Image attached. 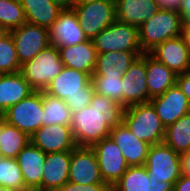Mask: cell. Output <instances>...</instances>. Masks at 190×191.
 I'll list each match as a JSON object with an SVG mask.
<instances>
[{"label":"cell","mask_w":190,"mask_h":191,"mask_svg":"<svg viewBox=\"0 0 190 191\" xmlns=\"http://www.w3.org/2000/svg\"><path fill=\"white\" fill-rule=\"evenodd\" d=\"M125 108L94 92L90 104L72 113L71 129L77 147H91L109 137L113 128L123 123Z\"/></svg>","instance_id":"6da1fadb"},{"label":"cell","mask_w":190,"mask_h":191,"mask_svg":"<svg viewBox=\"0 0 190 191\" xmlns=\"http://www.w3.org/2000/svg\"><path fill=\"white\" fill-rule=\"evenodd\" d=\"M182 16L178 10L159 9L139 29V42L143 53H149L162 42L182 35Z\"/></svg>","instance_id":"7a4b0ae2"},{"label":"cell","mask_w":190,"mask_h":191,"mask_svg":"<svg viewBox=\"0 0 190 191\" xmlns=\"http://www.w3.org/2000/svg\"><path fill=\"white\" fill-rule=\"evenodd\" d=\"M123 123L139 140L151 146L164 141L166 128L150 102L125 108Z\"/></svg>","instance_id":"3957f363"},{"label":"cell","mask_w":190,"mask_h":191,"mask_svg":"<svg viewBox=\"0 0 190 191\" xmlns=\"http://www.w3.org/2000/svg\"><path fill=\"white\" fill-rule=\"evenodd\" d=\"M63 68L58 47L50 44L32 60L22 64L20 72L34 91H45Z\"/></svg>","instance_id":"277c9868"},{"label":"cell","mask_w":190,"mask_h":191,"mask_svg":"<svg viewBox=\"0 0 190 191\" xmlns=\"http://www.w3.org/2000/svg\"><path fill=\"white\" fill-rule=\"evenodd\" d=\"M2 119L31 137L43 126V91H34L9 107Z\"/></svg>","instance_id":"5b68a950"},{"label":"cell","mask_w":190,"mask_h":191,"mask_svg":"<svg viewBox=\"0 0 190 191\" xmlns=\"http://www.w3.org/2000/svg\"><path fill=\"white\" fill-rule=\"evenodd\" d=\"M97 54L104 52H142L139 29L118 20L103 29L94 39Z\"/></svg>","instance_id":"8992f818"},{"label":"cell","mask_w":190,"mask_h":191,"mask_svg":"<svg viewBox=\"0 0 190 191\" xmlns=\"http://www.w3.org/2000/svg\"><path fill=\"white\" fill-rule=\"evenodd\" d=\"M145 167L150 180L168 182L173 186L182 176L180 154L164 142L150 146Z\"/></svg>","instance_id":"52a82bcc"},{"label":"cell","mask_w":190,"mask_h":191,"mask_svg":"<svg viewBox=\"0 0 190 191\" xmlns=\"http://www.w3.org/2000/svg\"><path fill=\"white\" fill-rule=\"evenodd\" d=\"M73 9L87 39L93 40L103 29L117 20L115 0H100L74 6Z\"/></svg>","instance_id":"ba28073f"},{"label":"cell","mask_w":190,"mask_h":191,"mask_svg":"<svg viewBox=\"0 0 190 191\" xmlns=\"http://www.w3.org/2000/svg\"><path fill=\"white\" fill-rule=\"evenodd\" d=\"M98 160L104 182L111 188L128 169L124 155L110 138H104L91 146Z\"/></svg>","instance_id":"9c48e42d"},{"label":"cell","mask_w":190,"mask_h":191,"mask_svg":"<svg viewBox=\"0 0 190 191\" xmlns=\"http://www.w3.org/2000/svg\"><path fill=\"white\" fill-rule=\"evenodd\" d=\"M17 50L20 65L32 60L50 43L49 30L38 25L24 23L10 31Z\"/></svg>","instance_id":"30bf717a"},{"label":"cell","mask_w":190,"mask_h":191,"mask_svg":"<svg viewBox=\"0 0 190 191\" xmlns=\"http://www.w3.org/2000/svg\"><path fill=\"white\" fill-rule=\"evenodd\" d=\"M122 83V106L124 108L149 102L146 53L139 56L127 72L124 73Z\"/></svg>","instance_id":"8fae6325"},{"label":"cell","mask_w":190,"mask_h":191,"mask_svg":"<svg viewBox=\"0 0 190 191\" xmlns=\"http://www.w3.org/2000/svg\"><path fill=\"white\" fill-rule=\"evenodd\" d=\"M68 181L80 185L105 183L91 147H76L71 150Z\"/></svg>","instance_id":"7c38bea8"},{"label":"cell","mask_w":190,"mask_h":191,"mask_svg":"<svg viewBox=\"0 0 190 191\" xmlns=\"http://www.w3.org/2000/svg\"><path fill=\"white\" fill-rule=\"evenodd\" d=\"M149 54L176 75L190 71V47L182 35L162 42Z\"/></svg>","instance_id":"4fadbf2b"},{"label":"cell","mask_w":190,"mask_h":191,"mask_svg":"<svg viewBox=\"0 0 190 191\" xmlns=\"http://www.w3.org/2000/svg\"><path fill=\"white\" fill-rule=\"evenodd\" d=\"M30 142L44 153L71 151L77 147L70 125H46L38 129Z\"/></svg>","instance_id":"5bb4252c"},{"label":"cell","mask_w":190,"mask_h":191,"mask_svg":"<svg viewBox=\"0 0 190 191\" xmlns=\"http://www.w3.org/2000/svg\"><path fill=\"white\" fill-rule=\"evenodd\" d=\"M149 102L155 108L165 128L190 113V102L177 84Z\"/></svg>","instance_id":"9a60e30c"},{"label":"cell","mask_w":190,"mask_h":191,"mask_svg":"<svg viewBox=\"0 0 190 191\" xmlns=\"http://www.w3.org/2000/svg\"><path fill=\"white\" fill-rule=\"evenodd\" d=\"M50 43L56 47L73 46L87 39L74 9H63L49 29Z\"/></svg>","instance_id":"2e32d148"},{"label":"cell","mask_w":190,"mask_h":191,"mask_svg":"<svg viewBox=\"0 0 190 191\" xmlns=\"http://www.w3.org/2000/svg\"><path fill=\"white\" fill-rule=\"evenodd\" d=\"M91 86L92 80L87 73L64 66L44 92L65 101L73 95L85 94Z\"/></svg>","instance_id":"e0dca14e"},{"label":"cell","mask_w":190,"mask_h":191,"mask_svg":"<svg viewBox=\"0 0 190 191\" xmlns=\"http://www.w3.org/2000/svg\"><path fill=\"white\" fill-rule=\"evenodd\" d=\"M109 137L120 148L129 167L145 165L151 145L139 140L124 123L113 128Z\"/></svg>","instance_id":"ac0fdd59"},{"label":"cell","mask_w":190,"mask_h":191,"mask_svg":"<svg viewBox=\"0 0 190 191\" xmlns=\"http://www.w3.org/2000/svg\"><path fill=\"white\" fill-rule=\"evenodd\" d=\"M46 154L29 142L17 155L25 186L30 191H41V180Z\"/></svg>","instance_id":"d6986e66"},{"label":"cell","mask_w":190,"mask_h":191,"mask_svg":"<svg viewBox=\"0 0 190 191\" xmlns=\"http://www.w3.org/2000/svg\"><path fill=\"white\" fill-rule=\"evenodd\" d=\"M168 182L150 180L145 165L128 167L121 178L111 186V191H173Z\"/></svg>","instance_id":"ffe728a7"},{"label":"cell","mask_w":190,"mask_h":191,"mask_svg":"<svg viewBox=\"0 0 190 191\" xmlns=\"http://www.w3.org/2000/svg\"><path fill=\"white\" fill-rule=\"evenodd\" d=\"M71 151L46 154L41 191H56L68 182Z\"/></svg>","instance_id":"44dd1931"},{"label":"cell","mask_w":190,"mask_h":191,"mask_svg":"<svg viewBox=\"0 0 190 191\" xmlns=\"http://www.w3.org/2000/svg\"><path fill=\"white\" fill-rule=\"evenodd\" d=\"M58 50L64 66L82 71L92 77L98 55L93 40L88 39L73 46L58 47Z\"/></svg>","instance_id":"7402d4cb"},{"label":"cell","mask_w":190,"mask_h":191,"mask_svg":"<svg viewBox=\"0 0 190 191\" xmlns=\"http://www.w3.org/2000/svg\"><path fill=\"white\" fill-rule=\"evenodd\" d=\"M117 20L140 27L160 9L156 0H115Z\"/></svg>","instance_id":"603a6c76"},{"label":"cell","mask_w":190,"mask_h":191,"mask_svg":"<svg viewBox=\"0 0 190 191\" xmlns=\"http://www.w3.org/2000/svg\"><path fill=\"white\" fill-rule=\"evenodd\" d=\"M34 90L24 79L21 72L0 74V113L27 98Z\"/></svg>","instance_id":"cb8c5ba5"},{"label":"cell","mask_w":190,"mask_h":191,"mask_svg":"<svg viewBox=\"0 0 190 191\" xmlns=\"http://www.w3.org/2000/svg\"><path fill=\"white\" fill-rule=\"evenodd\" d=\"M143 52H104L97 55L95 70L92 76H118L122 78L130 66Z\"/></svg>","instance_id":"d4e9b609"},{"label":"cell","mask_w":190,"mask_h":191,"mask_svg":"<svg viewBox=\"0 0 190 191\" xmlns=\"http://www.w3.org/2000/svg\"><path fill=\"white\" fill-rule=\"evenodd\" d=\"M146 75L149 101L176 84L177 75L149 53H146Z\"/></svg>","instance_id":"484cf974"},{"label":"cell","mask_w":190,"mask_h":191,"mask_svg":"<svg viewBox=\"0 0 190 191\" xmlns=\"http://www.w3.org/2000/svg\"><path fill=\"white\" fill-rule=\"evenodd\" d=\"M26 22L50 29L63 10L54 0H19Z\"/></svg>","instance_id":"4316f807"},{"label":"cell","mask_w":190,"mask_h":191,"mask_svg":"<svg viewBox=\"0 0 190 191\" xmlns=\"http://www.w3.org/2000/svg\"><path fill=\"white\" fill-rule=\"evenodd\" d=\"M0 157L16 159L19 152L30 142V137L2 119Z\"/></svg>","instance_id":"83f0119b"},{"label":"cell","mask_w":190,"mask_h":191,"mask_svg":"<svg viewBox=\"0 0 190 191\" xmlns=\"http://www.w3.org/2000/svg\"><path fill=\"white\" fill-rule=\"evenodd\" d=\"M163 142L179 154L190 149V113L166 127Z\"/></svg>","instance_id":"f1b7e54d"},{"label":"cell","mask_w":190,"mask_h":191,"mask_svg":"<svg viewBox=\"0 0 190 191\" xmlns=\"http://www.w3.org/2000/svg\"><path fill=\"white\" fill-rule=\"evenodd\" d=\"M72 112L66 102L43 91V126L71 125Z\"/></svg>","instance_id":"f546056e"},{"label":"cell","mask_w":190,"mask_h":191,"mask_svg":"<svg viewBox=\"0 0 190 191\" xmlns=\"http://www.w3.org/2000/svg\"><path fill=\"white\" fill-rule=\"evenodd\" d=\"M0 186L18 191H30L25 186L23 174L16 159L0 157Z\"/></svg>","instance_id":"4dcf8cb0"},{"label":"cell","mask_w":190,"mask_h":191,"mask_svg":"<svg viewBox=\"0 0 190 191\" xmlns=\"http://www.w3.org/2000/svg\"><path fill=\"white\" fill-rule=\"evenodd\" d=\"M24 23L26 18L19 0L0 1V25L10 32Z\"/></svg>","instance_id":"1f68e13d"},{"label":"cell","mask_w":190,"mask_h":191,"mask_svg":"<svg viewBox=\"0 0 190 191\" xmlns=\"http://www.w3.org/2000/svg\"><path fill=\"white\" fill-rule=\"evenodd\" d=\"M21 70L17 50L11 33L0 39V74L16 73Z\"/></svg>","instance_id":"d6a6232c"},{"label":"cell","mask_w":190,"mask_h":191,"mask_svg":"<svg viewBox=\"0 0 190 191\" xmlns=\"http://www.w3.org/2000/svg\"><path fill=\"white\" fill-rule=\"evenodd\" d=\"M94 92L122 105V78L118 76H92Z\"/></svg>","instance_id":"836d02e7"},{"label":"cell","mask_w":190,"mask_h":191,"mask_svg":"<svg viewBox=\"0 0 190 191\" xmlns=\"http://www.w3.org/2000/svg\"><path fill=\"white\" fill-rule=\"evenodd\" d=\"M94 94L93 85L85 91V94H76L71 97H68L65 102L70 108L71 112H78L81 109L87 107L92 99V95Z\"/></svg>","instance_id":"e575fe53"},{"label":"cell","mask_w":190,"mask_h":191,"mask_svg":"<svg viewBox=\"0 0 190 191\" xmlns=\"http://www.w3.org/2000/svg\"><path fill=\"white\" fill-rule=\"evenodd\" d=\"M56 191H111V189L106 183L80 185L68 181Z\"/></svg>","instance_id":"d590c367"},{"label":"cell","mask_w":190,"mask_h":191,"mask_svg":"<svg viewBox=\"0 0 190 191\" xmlns=\"http://www.w3.org/2000/svg\"><path fill=\"white\" fill-rule=\"evenodd\" d=\"M176 84L190 102V71L177 75Z\"/></svg>","instance_id":"8d00e7d4"},{"label":"cell","mask_w":190,"mask_h":191,"mask_svg":"<svg viewBox=\"0 0 190 191\" xmlns=\"http://www.w3.org/2000/svg\"><path fill=\"white\" fill-rule=\"evenodd\" d=\"M181 175L190 177V149L180 153Z\"/></svg>","instance_id":"74e56055"},{"label":"cell","mask_w":190,"mask_h":191,"mask_svg":"<svg viewBox=\"0 0 190 191\" xmlns=\"http://www.w3.org/2000/svg\"><path fill=\"white\" fill-rule=\"evenodd\" d=\"M173 191H190V177L182 175L175 182Z\"/></svg>","instance_id":"f35d334b"},{"label":"cell","mask_w":190,"mask_h":191,"mask_svg":"<svg viewBox=\"0 0 190 191\" xmlns=\"http://www.w3.org/2000/svg\"><path fill=\"white\" fill-rule=\"evenodd\" d=\"M156 1L161 9H174L179 11L183 0H156Z\"/></svg>","instance_id":"ab89813d"},{"label":"cell","mask_w":190,"mask_h":191,"mask_svg":"<svg viewBox=\"0 0 190 191\" xmlns=\"http://www.w3.org/2000/svg\"><path fill=\"white\" fill-rule=\"evenodd\" d=\"M183 22H190V0H183L179 9Z\"/></svg>","instance_id":"60d3db41"},{"label":"cell","mask_w":190,"mask_h":191,"mask_svg":"<svg viewBox=\"0 0 190 191\" xmlns=\"http://www.w3.org/2000/svg\"><path fill=\"white\" fill-rule=\"evenodd\" d=\"M182 36L190 47V22L182 23Z\"/></svg>","instance_id":"b9f144b4"},{"label":"cell","mask_w":190,"mask_h":191,"mask_svg":"<svg viewBox=\"0 0 190 191\" xmlns=\"http://www.w3.org/2000/svg\"><path fill=\"white\" fill-rule=\"evenodd\" d=\"M62 9H72L74 7V0H54Z\"/></svg>","instance_id":"7bdbcfd3"},{"label":"cell","mask_w":190,"mask_h":191,"mask_svg":"<svg viewBox=\"0 0 190 191\" xmlns=\"http://www.w3.org/2000/svg\"><path fill=\"white\" fill-rule=\"evenodd\" d=\"M100 0H74V6L84 5L87 3H92Z\"/></svg>","instance_id":"ee69618b"},{"label":"cell","mask_w":190,"mask_h":191,"mask_svg":"<svg viewBox=\"0 0 190 191\" xmlns=\"http://www.w3.org/2000/svg\"><path fill=\"white\" fill-rule=\"evenodd\" d=\"M8 33L9 31L5 27L0 25V39L5 37Z\"/></svg>","instance_id":"f6af8a7d"},{"label":"cell","mask_w":190,"mask_h":191,"mask_svg":"<svg viewBox=\"0 0 190 191\" xmlns=\"http://www.w3.org/2000/svg\"><path fill=\"white\" fill-rule=\"evenodd\" d=\"M0 191H18V190L10 188V187L0 186Z\"/></svg>","instance_id":"bcb514c9"},{"label":"cell","mask_w":190,"mask_h":191,"mask_svg":"<svg viewBox=\"0 0 190 191\" xmlns=\"http://www.w3.org/2000/svg\"><path fill=\"white\" fill-rule=\"evenodd\" d=\"M1 130H2V120H0V135H1Z\"/></svg>","instance_id":"7dc6e473"}]
</instances>
